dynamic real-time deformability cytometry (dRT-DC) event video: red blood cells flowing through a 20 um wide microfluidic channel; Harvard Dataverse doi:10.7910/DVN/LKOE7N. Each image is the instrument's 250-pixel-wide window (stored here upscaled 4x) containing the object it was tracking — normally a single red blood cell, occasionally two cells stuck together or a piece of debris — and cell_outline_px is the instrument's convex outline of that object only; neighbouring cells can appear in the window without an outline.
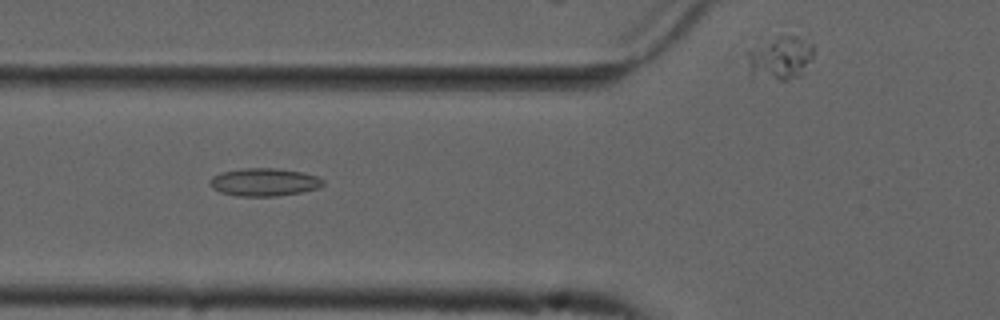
{"species": "common noctule bat (a hibernating species)", "species_latin": "Nyctalus noctula", "temperature_condition": "cold", "stored_images_in_passage": 42, "camera_frame_rate_fps": 3000, "um_per_image_px": 0.085, "animal": {"sex": "male", "forearm_length_mm": 52.5}, "frame": {"image": 1, "passage_image": 8, "time_ms": 2.333, "image_size_px": [1000, 320], "cell_outline_px": [[324, 184], [320, 188], [300, 192], [276, 196], [236, 196], [220, 192], [212, 188], [212, 176], [220, 172], [244, 168], [280, 168], [300, 172], [316, 176], [324, 180]], "centroid_in_image_um": [22.47, 15.48], "position_along_channel_um": 103.3, "area_um2": 18.32}}
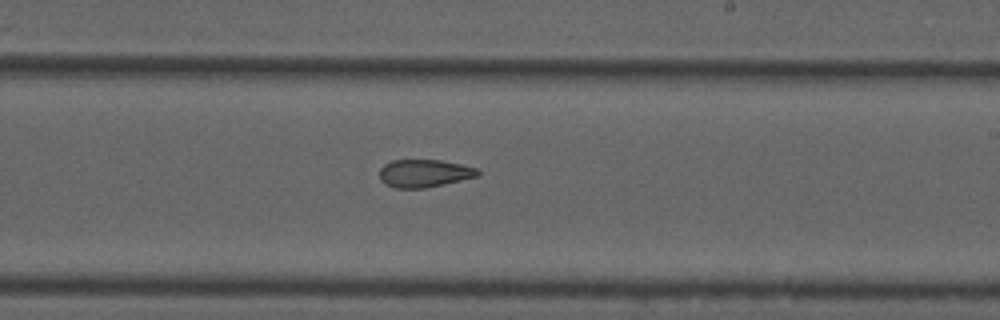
{"frame": {"image": 2, "passage_image": 20, "time_ms": 6.333, "image_size_px": [1000, 320], "cell_outline_px": [[480, 176], [424, 188], [396, 188], [384, 184], [380, 180], [380, 168], [384, 164], [392, 160], [440, 160], [460, 164], [476, 168], [480, 172]], "centroid_in_image_um": [36.04, 14.73], "position_along_channel_um": 253.0, "area_um2": 15.9}}
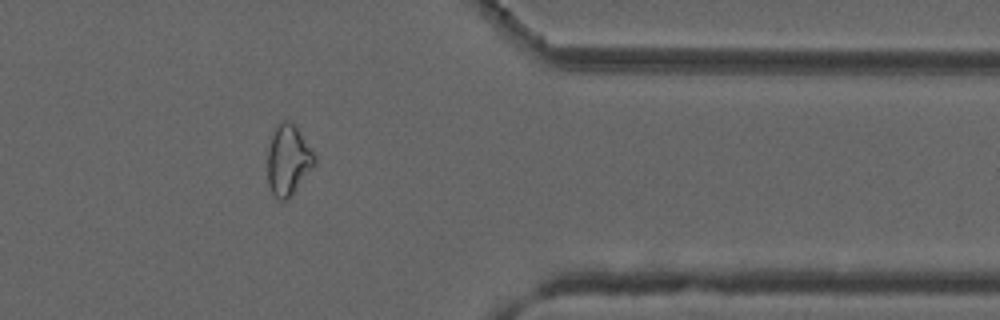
{"frame": {"image": 3, "passage_image": 32, "time_ms": 10.333, "image_size_px": [1000, 320], "cell_outline_px": [[316, 164], [292, 196], [288, 200], [276, 200], [268, 184], [268, 148], [276, 124], [280, 120], [288, 120], [296, 128], [316, 156]], "centroid_in_image_um": [24.49, 13.65], "position_along_channel_um": 386.9, "area_um2": 19.36}, "authors_computed_cell_mechanics": {"area_um2": 17.8024, "velocity_mm_per_s": 3.7284, "shape_relaxation_time_tau1_ms": null, "shape_relaxation_time_tau2_ms": 3.4838, "deformation_change_tau1": null, "deformation_change_tau2": 0.1137}}